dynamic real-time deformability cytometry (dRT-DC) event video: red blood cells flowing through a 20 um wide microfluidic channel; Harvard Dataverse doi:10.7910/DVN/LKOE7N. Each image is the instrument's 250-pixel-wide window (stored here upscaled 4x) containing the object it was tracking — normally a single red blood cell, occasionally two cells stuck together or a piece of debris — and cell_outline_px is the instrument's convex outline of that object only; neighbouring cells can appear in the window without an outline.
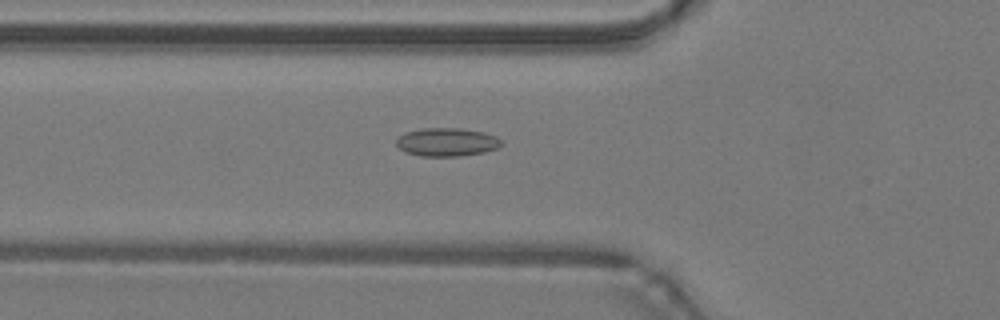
{"species": "common noctule bat (a hibernating species)", "species_latin": "Nyctalus noctula", "temperature_condition": "warm", "stored_images_in_passage": 49, "camera_frame_rate_fps": 3000, "um_per_image_px": 0.085, "animal": {"sex": "male", "body_mass_g": 19.2, "forearm_length_mm": 51.8}, "frame": {"image": 1, "passage_image": 18, "time_ms": 5.667, "image_size_px": [1000, 320], "cell_outline_px": [[504, 144], [500, 148], [484, 152], [456, 156], [420, 156], [404, 152], [396, 144], [396, 140], [404, 132], [424, 128], [460, 128], [484, 132], [496, 136]], "centroid_in_image_um": [38.0, 12.07], "position_along_channel_um": 87.8, "area_um2": 17.46}}
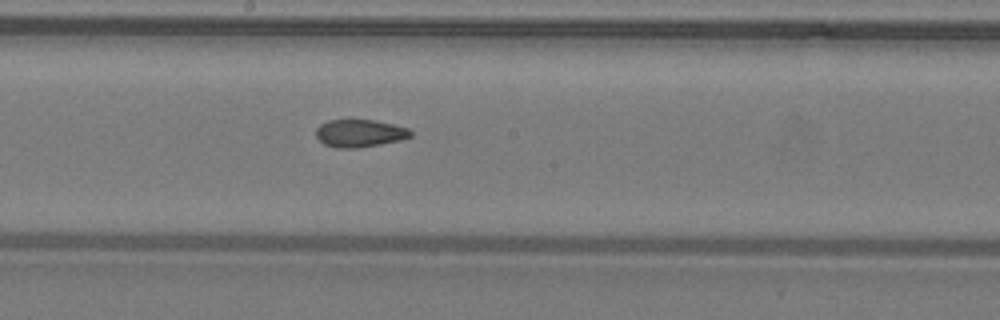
{"frame": {"image": 2, "passage_image": 27, "time_ms": 8.667, "image_size_px": [1000, 320], "cell_outline_px": [[412, 136], [400, 140], [380, 144], [356, 148], [336, 148], [324, 144], [316, 136], [316, 128], [320, 124], [328, 120], [372, 120], [392, 124], [408, 128], [412, 132]], "centroid_in_image_um": [30.56, 11.33], "position_along_channel_um": 217.6, "area_um2": 15.14}}
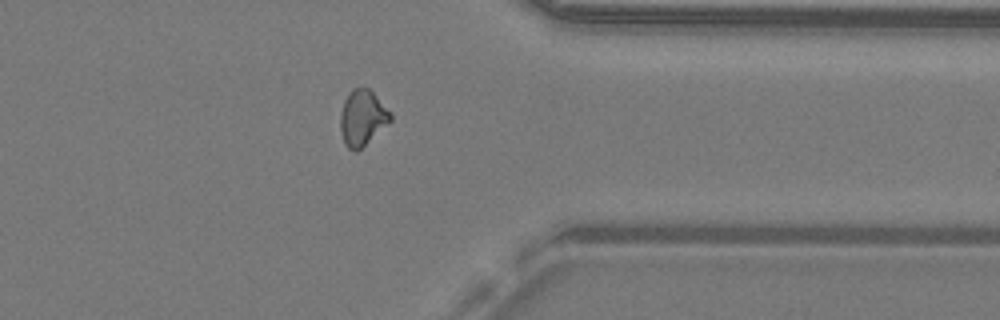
{"frame": {"image": 3, "passage_image": 39, "time_ms": 12.667, "image_size_px": [1000, 320], "cell_outline_px": [[392, 120], [356, 152], [348, 148], [344, 144], [340, 128], [340, 112], [344, 100], [348, 92], [352, 88], [368, 88], [376, 96], [392, 116]], "centroid_in_image_um": [30.76, 10.01], "position_along_channel_um": 380.6, "area_um2": 16.01}, "authors_computed_cell_mechanics": {"area_um2": 16.0684, "velocity_mm_per_s": 4.2949, "shape_relaxation_time_tau1_ms": null, "shape_relaxation_time_tau2_ms": 2.0298, "deformation_change_tau1": null, "deformation_change_tau2": 0.0861}}